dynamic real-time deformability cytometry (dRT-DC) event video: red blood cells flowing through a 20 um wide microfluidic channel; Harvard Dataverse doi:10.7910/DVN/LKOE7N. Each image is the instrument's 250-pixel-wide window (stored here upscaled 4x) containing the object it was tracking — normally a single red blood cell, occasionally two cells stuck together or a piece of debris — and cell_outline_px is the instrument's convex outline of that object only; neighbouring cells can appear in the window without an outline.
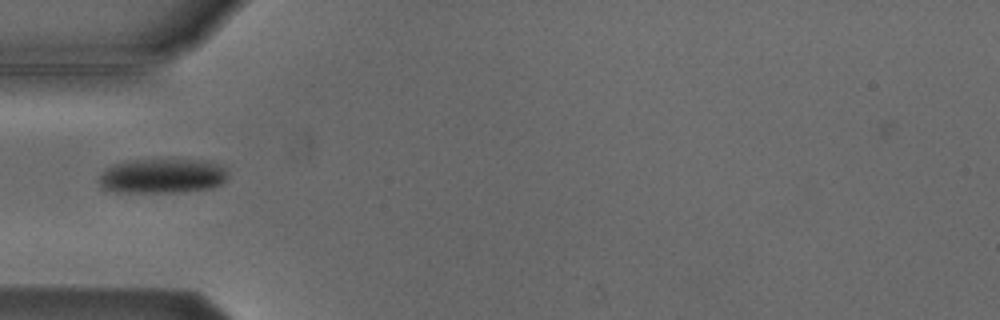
{"species": "Egyptian fruit bat (a non-hibernating species)", "species_latin": "Rousettus aegyptiacus", "temperature_condition": "cold", "stored_images_in_passage": 4, "camera_frame_rate_fps": 3000, "um_per_image_px": 0.085, "animal": {"sex": "male"}, "frame": {"image": 1, "passage_image": 4, "time_ms": 3.333, "image_size_px": [1000, 320], "cell_outline_px": [[228, 172], [224, 180], [220, 184], [212, 188], [180, 192], [116, 192], [104, 188], [100, 184], [100, 176], [104, 168], [112, 164], [136, 160], [208, 160], [220, 164]], "centroid_in_image_um": [13.81, 14.95], "position_along_channel_um": 71.2, "area_um2": 26.01}}